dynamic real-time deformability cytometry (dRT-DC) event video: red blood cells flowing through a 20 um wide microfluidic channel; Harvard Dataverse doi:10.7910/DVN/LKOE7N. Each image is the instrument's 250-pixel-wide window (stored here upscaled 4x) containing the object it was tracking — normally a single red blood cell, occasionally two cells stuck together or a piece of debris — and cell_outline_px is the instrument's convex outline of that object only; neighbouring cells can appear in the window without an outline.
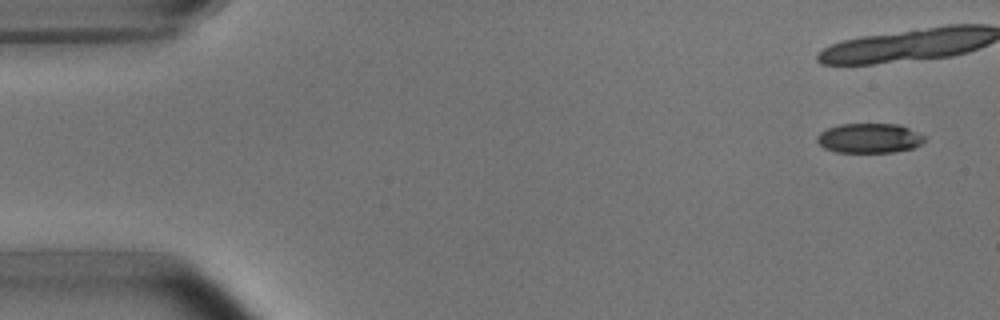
{"species": "common noctule bat (a hibernating species)", "species_latin": "Nyctalus noctula", "temperature_condition": "room temperature", "stored_images_in_passage": 5, "camera_frame_rate_fps": 3000, "um_per_image_px": 0.085, "animal": {"sex": "male", "body_mass_g": 15.6}, "frame": {"image": 1, "passage_image": 1, "time_ms": 0.0, "image_size_px": [1000, 320], "cell_outline_px": [[924, 140], [920, 144], [912, 148], [892, 152], [836, 152], [824, 148], [816, 140], [816, 136], [820, 132], [828, 128], [840, 124], [900, 124], [924, 136]], "centroid_in_image_um": [73.85, 11.74], "position_along_channel_um": 11.1, "area_um2": 18.44}}
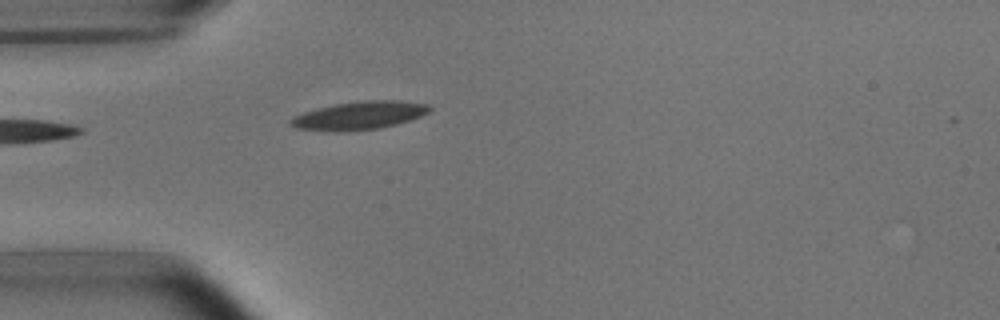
{"frame": {"image": 2, "passage_image": 5, "time_ms": 5.333, "image_size_px": [1000, 320], "cell_outline_px": [[432, 108], [428, 112], [420, 116], [396, 124], [380, 128], [344, 132], [332, 132], [296, 128], [288, 124], [288, 120], [304, 112], [336, 104], [360, 100], [400, 100], [428, 104]], "centroid_in_image_um": [30.53, 9.82], "position_along_channel_um": 54.5, "area_um2": 22.83}}